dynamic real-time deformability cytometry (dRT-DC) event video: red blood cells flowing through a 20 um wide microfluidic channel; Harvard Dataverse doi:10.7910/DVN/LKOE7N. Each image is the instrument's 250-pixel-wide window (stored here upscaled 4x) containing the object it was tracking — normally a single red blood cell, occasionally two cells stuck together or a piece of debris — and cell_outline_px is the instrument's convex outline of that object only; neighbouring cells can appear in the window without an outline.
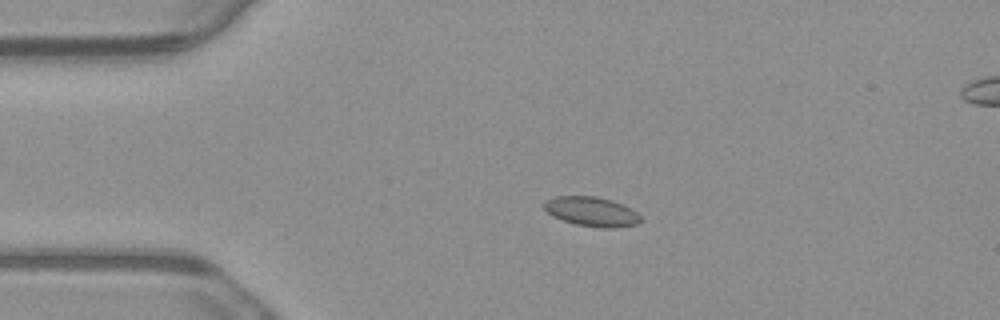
{"species": "common noctule bat (a hibernating species)", "species_latin": "Nyctalus noctula", "temperature_condition": "warm", "stored_images_in_passage": 3, "camera_frame_rate_fps": 3000, "um_per_image_px": 0.085, "animal": {"sex": "male", "body_mass_g": 23.1, "forearm_length_mm": 52.7}, "frame": {"image": 1, "passage_image": 2, "time_ms": 0.333, "image_size_px": [1000, 320], "cell_outline_px": [[640, 224], [612, 228], [604, 228], [576, 224], [552, 216], [544, 208], [544, 200], [556, 196], [596, 196], [612, 200], [624, 204], [632, 208], [640, 216]], "centroid_in_image_um": [50.31, 17.97], "position_along_channel_um": 34.7, "area_um2": 16.65}}